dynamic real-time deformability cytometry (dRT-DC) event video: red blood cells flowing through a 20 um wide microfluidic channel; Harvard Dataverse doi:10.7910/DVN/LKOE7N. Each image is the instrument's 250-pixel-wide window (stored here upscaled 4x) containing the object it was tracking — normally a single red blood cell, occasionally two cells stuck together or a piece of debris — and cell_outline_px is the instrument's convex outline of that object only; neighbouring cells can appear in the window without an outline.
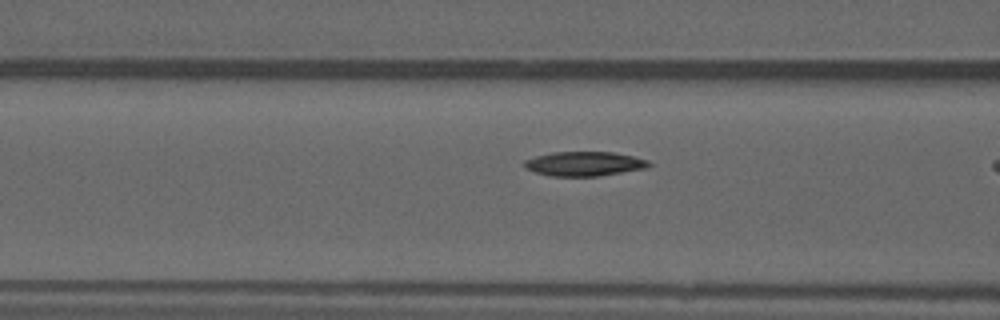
{"species": "common noctule bat (a hibernating species)", "species_latin": "Nyctalus noctula", "temperature_condition": "warm", "stored_images_in_passage": 8, "camera_frame_rate_fps": 3000, "um_per_image_px": 0.085, "animal": {"sex": "male", "forearm_length_mm": 52.5}, "frame": {"image": 1, "passage_image": 7, "time_ms": 2.0, "image_size_px": [1000, 320], "cell_outline_px": [[652, 164], [644, 168], [600, 176], [548, 176], [524, 168], [524, 160], [536, 156], [552, 152], [612, 152], [632, 156], [648, 160]], "centroid_in_image_um": [49.63, 13.92], "position_along_channel_um": 117.0, "area_um2": 17.63}}